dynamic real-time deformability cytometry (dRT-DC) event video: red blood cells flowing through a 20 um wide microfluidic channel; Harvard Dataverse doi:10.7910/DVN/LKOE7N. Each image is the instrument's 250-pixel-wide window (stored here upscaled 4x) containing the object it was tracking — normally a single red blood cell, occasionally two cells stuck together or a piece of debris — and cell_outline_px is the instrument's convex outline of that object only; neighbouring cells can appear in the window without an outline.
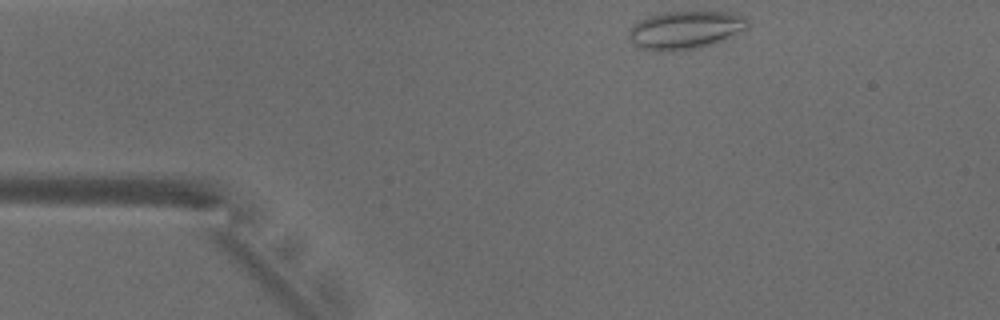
{"species": "common noctule bat (a hibernating species)", "species_latin": "Nyctalus noctula", "temperature_condition": "warm", "stored_images_in_passage": 31, "camera_frame_rate_fps": 3000, "um_per_image_px": 0.085, "animal": {"sex": "male", "body_mass_g": 18.8}, "frame": {"image": 1, "passage_image": 1, "time_ms": 0.0, "image_size_px": [1000, 320], "cell_outline_px": [[748, 28], [716, 44], [700, 48], [672, 52], [656, 52], [640, 48], [628, 36], [628, 28], [640, 20], [648, 16], [664, 12], [728, 12], [744, 16], [748, 20]], "centroid_in_image_um": [58.25, 2.57], "position_along_channel_um": 26.7, "area_um2": 26.76}}
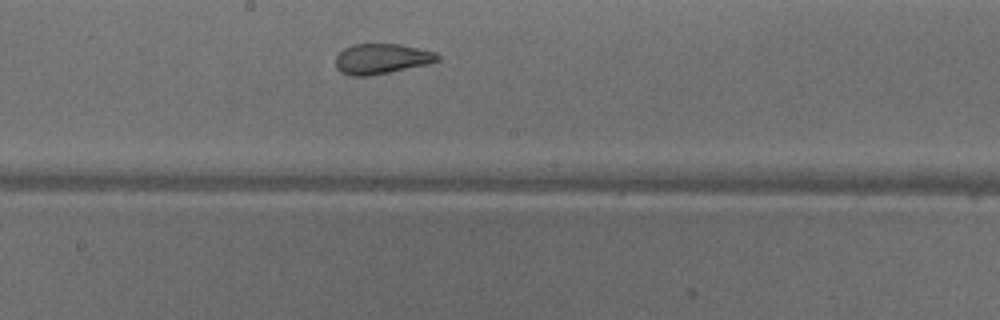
{"frame": {"image": 2, "passage_image": 19, "time_ms": 6.0, "image_size_px": [1000, 320], "cell_outline_px": [[440, 60], [428, 64], [368, 76], [352, 76], [340, 72], [336, 68], [336, 56], [344, 48], [352, 44], [400, 44], [436, 52], [440, 56]], "centroid_in_image_um": [32.43, 4.99], "position_along_channel_um": 215.8, "area_um2": 17.98}}
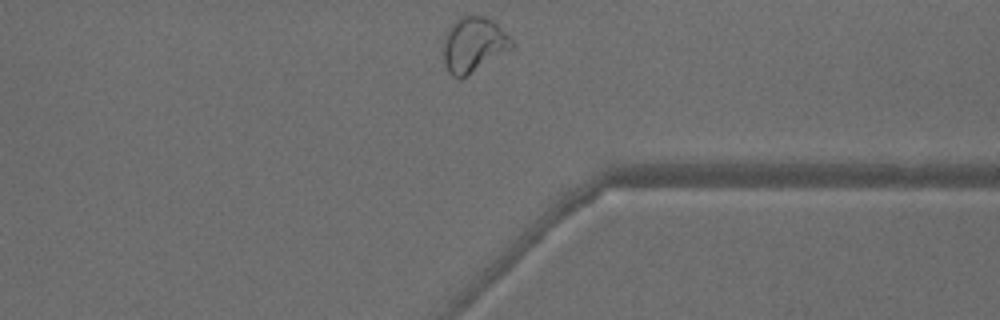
{"frame": {"image": 3, "passage_image": 31, "time_ms": 10.0, "image_size_px": [1000, 320], "cell_outline_px": [[512, 48], [460, 80], [452, 76], [448, 72], [444, 64], [444, 32], [456, 20], [464, 16], [484, 16], [492, 20], [512, 40]], "centroid_in_image_um": [40.2, 3.81], "position_along_channel_um": 371.2, "area_um2": 21.68}, "authors_computed_cell_mechanics": {"area_um2": 18.9006, "velocity_mm_per_s": 3.98, "shape_relaxation_time_tau1_ms": null, "shape_relaxation_time_tau2_ms": 1.1334, "deformation_change_tau1": null, "deformation_change_tau2": 0.081}}